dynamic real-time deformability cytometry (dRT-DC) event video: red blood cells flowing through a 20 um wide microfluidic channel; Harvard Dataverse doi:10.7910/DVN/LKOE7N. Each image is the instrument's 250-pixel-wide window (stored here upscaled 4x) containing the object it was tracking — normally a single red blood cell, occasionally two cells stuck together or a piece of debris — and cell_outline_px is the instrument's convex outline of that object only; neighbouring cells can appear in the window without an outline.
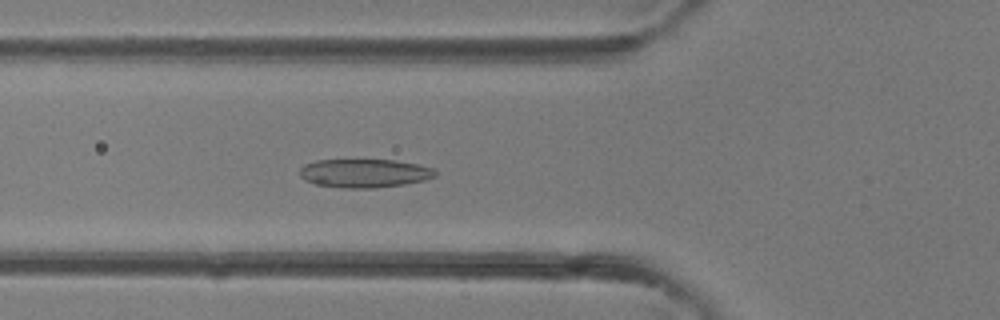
{"species": "common noctule bat (a hibernating species)", "species_latin": "Nyctalus noctula", "temperature_condition": "room temperature", "stored_images_in_passage": 32, "camera_frame_rate_fps": 3000, "um_per_image_px": 0.085, "animal": {"sex": "female"}, "frame": {"image": 1, "passage_image": 6, "time_ms": 1.667, "image_size_px": [1000, 320], "cell_outline_px": [[436, 176], [424, 180], [404, 184], [376, 188], [344, 188], [316, 184], [304, 180], [300, 176], [300, 168], [304, 164], [316, 160], [392, 160], [416, 164], [432, 168], [436, 172]], "centroid_in_image_um": [30.94, 14.73], "position_along_channel_um": 94.9, "area_um2": 22.48}}
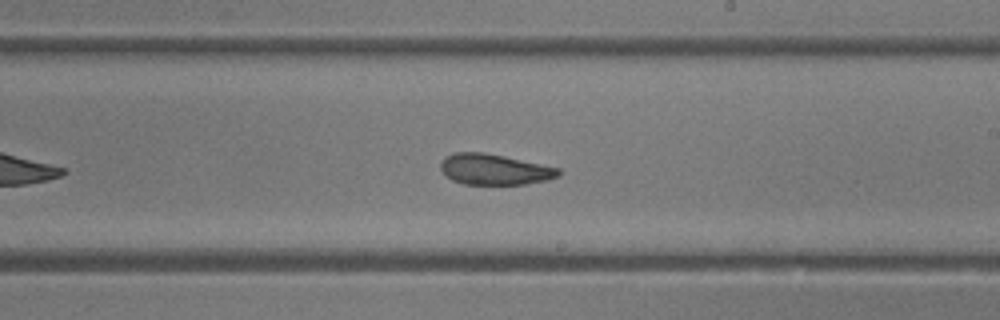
{"frame": {"image": 2, "passage_image": 15, "time_ms": 4.667, "image_size_px": [1000, 320], "cell_outline_px": [[560, 176], [548, 180], [524, 184], [464, 184], [452, 180], [440, 168], [440, 164], [444, 156], [452, 152], [484, 152], [504, 156], [560, 168]], "centroid_in_image_um": [42.02, 14.39], "position_along_channel_um": 247.0, "area_um2": 21.15}}
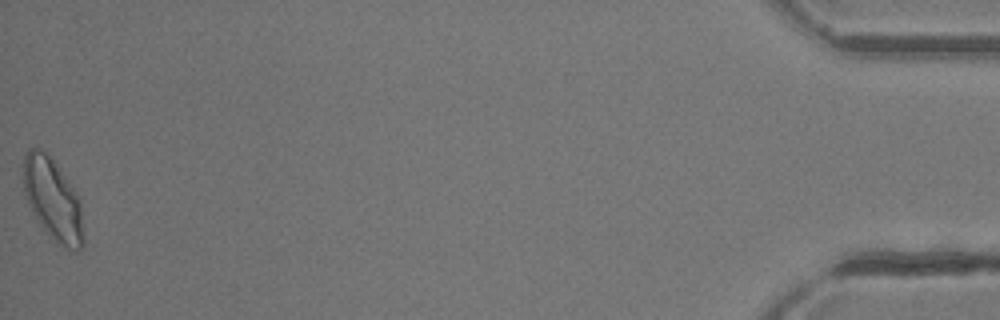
{"frame": {"image": 3, "passage_image": 32, "time_ms": 10.333, "image_size_px": [1000, 320], "cell_outline_px": [[84, 244], [76, 252], [68, 252], [56, 244], [40, 224], [32, 212], [28, 204], [24, 192], [24, 156], [28, 148], [40, 148], [52, 160], [80, 196], [84, 236]], "centroid_in_image_um": [4.53, 17.05], "position_along_channel_um": 430.7, "area_um2": 28.96}}